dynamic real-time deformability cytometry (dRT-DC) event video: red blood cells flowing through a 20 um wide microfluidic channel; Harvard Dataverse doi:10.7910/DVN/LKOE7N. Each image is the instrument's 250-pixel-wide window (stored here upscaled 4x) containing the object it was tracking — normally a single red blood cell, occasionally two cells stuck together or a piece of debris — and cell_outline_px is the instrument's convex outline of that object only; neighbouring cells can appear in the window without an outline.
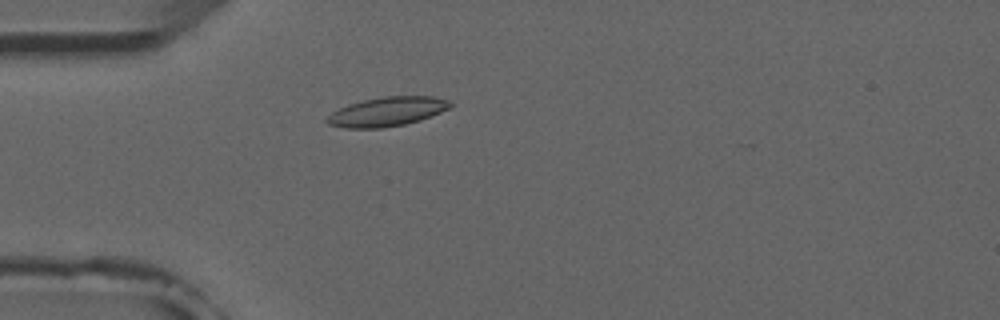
{"species": "common noctule bat (a hibernating species)", "species_latin": "Nyctalus noctula", "temperature_condition": "room temperature", "stored_images_in_passage": 4, "camera_frame_rate_fps": 3000, "um_per_image_px": 0.085, "animal": {"sex": "male", "forearm_length_mm": 52.5}, "frame": {"image": 1, "passage_image": 4, "time_ms": 3.667, "image_size_px": [1000, 320], "cell_outline_px": [[452, 104], [448, 108], [440, 112], [420, 120], [404, 124], [380, 128], [344, 128], [328, 124], [324, 120], [332, 112], [348, 104], [364, 100], [384, 96], [432, 96], [448, 100]], "centroid_in_image_um": [32.87, 9.49], "position_along_channel_um": 52.1, "area_um2": 20.81}}